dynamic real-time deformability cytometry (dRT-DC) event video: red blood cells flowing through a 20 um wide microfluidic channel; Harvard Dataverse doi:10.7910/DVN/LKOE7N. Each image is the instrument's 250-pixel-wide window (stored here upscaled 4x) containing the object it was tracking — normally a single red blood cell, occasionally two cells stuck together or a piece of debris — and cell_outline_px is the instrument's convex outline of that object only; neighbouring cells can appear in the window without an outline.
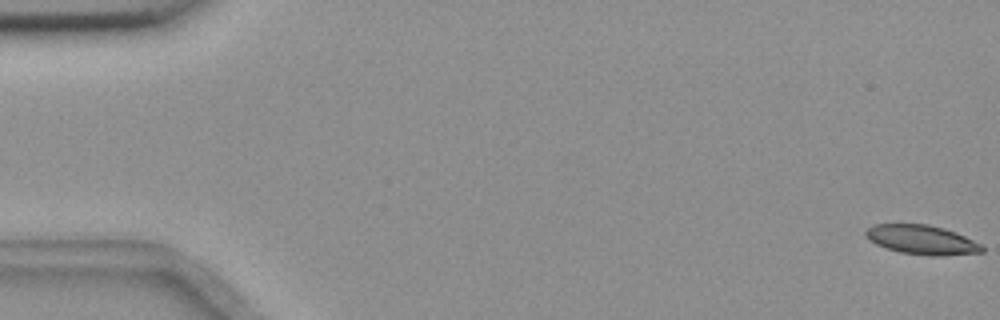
{"species": "common noctule bat (a hibernating species)", "species_latin": "Nyctalus noctula", "temperature_condition": "room temperature", "stored_images_in_passage": 57, "camera_frame_rate_fps": 3000, "um_per_image_px": 0.085, "animal": {"sex": "female", "body_mass_g": 18.4}, "frame": {"image": 1, "passage_image": 1, "time_ms": 0.0, "image_size_px": [1000, 320], "cell_outline_px": [[984, 252], [944, 256], [928, 256], [900, 252], [876, 244], [868, 240], [864, 236], [864, 232], [872, 224], [928, 224], [944, 228], [956, 232], [980, 244], [984, 248]], "centroid_in_image_um": [78.34, 20.38], "position_along_channel_um": 6.7, "area_um2": 20.0}}
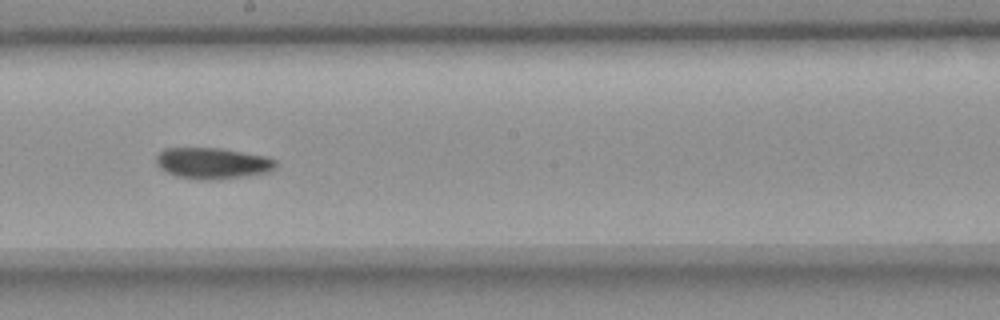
{"frame": {"image": 2, "passage_image": 32, "time_ms": 10.333, "image_size_px": [1000, 320], "cell_outline_px": [[276, 168], [268, 172], [244, 176], [216, 180], [196, 180], [176, 176], [160, 168], [156, 164], [156, 156], [164, 148], [220, 148], [264, 156], [276, 160]], "centroid_in_image_um": [18.04, 13.88], "position_along_channel_um": 230.2, "area_um2": 21.73}}
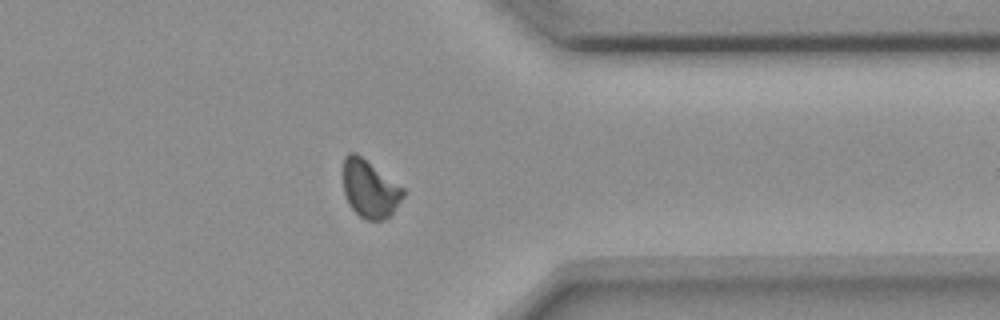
{"frame": {"image": 3, "passage_image": 45, "time_ms": 14.667, "image_size_px": [1000, 320], "cell_outline_px": [[404, 196], [392, 212], [384, 220], [368, 220], [360, 216], [348, 204], [344, 192], [344, 156], [348, 152], [356, 152], [404, 188]], "centroid_in_image_um": [31.42, 16.04], "position_along_channel_um": 380.0, "area_um2": 19.94}}